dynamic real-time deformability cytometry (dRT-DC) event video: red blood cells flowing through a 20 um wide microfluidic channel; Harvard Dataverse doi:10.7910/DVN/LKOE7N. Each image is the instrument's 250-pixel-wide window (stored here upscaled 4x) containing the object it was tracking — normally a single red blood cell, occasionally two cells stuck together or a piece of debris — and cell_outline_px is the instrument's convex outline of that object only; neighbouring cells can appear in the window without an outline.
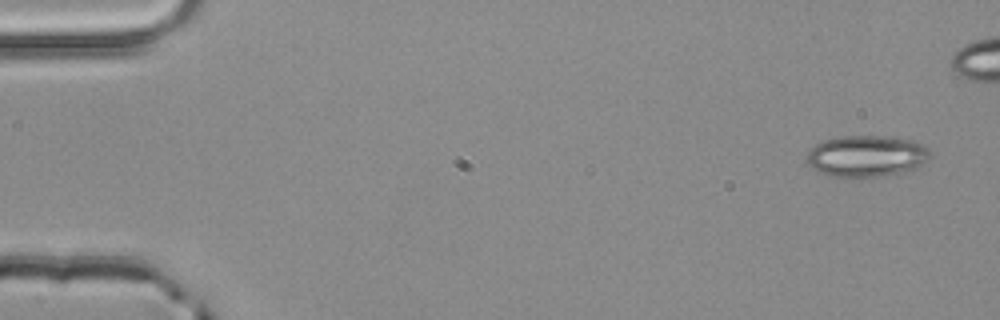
{"species": "common noctule bat (a hibernating species)", "species_latin": "Nyctalus noctula", "temperature_condition": "room temperature", "stored_images_in_passage": 5, "camera_frame_rate_fps": 3000, "um_per_image_px": 0.085, "animal": {"sex": "male", "body_mass_g": 20.4}, "frame": {"image": 1, "passage_image": 1, "time_ms": 0.0, "image_size_px": [1000, 320], "cell_outline_px": [[928, 156], [924, 164], [916, 168], [904, 172], [884, 176], [832, 176], [820, 172], [812, 168], [808, 160], [808, 152], [816, 144], [824, 140], [840, 136], [884, 136], [912, 140], [924, 144], [928, 148]], "centroid_in_image_um": [73.68, 13.25], "position_along_channel_um": 11.3, "area_um2": 29.48}}